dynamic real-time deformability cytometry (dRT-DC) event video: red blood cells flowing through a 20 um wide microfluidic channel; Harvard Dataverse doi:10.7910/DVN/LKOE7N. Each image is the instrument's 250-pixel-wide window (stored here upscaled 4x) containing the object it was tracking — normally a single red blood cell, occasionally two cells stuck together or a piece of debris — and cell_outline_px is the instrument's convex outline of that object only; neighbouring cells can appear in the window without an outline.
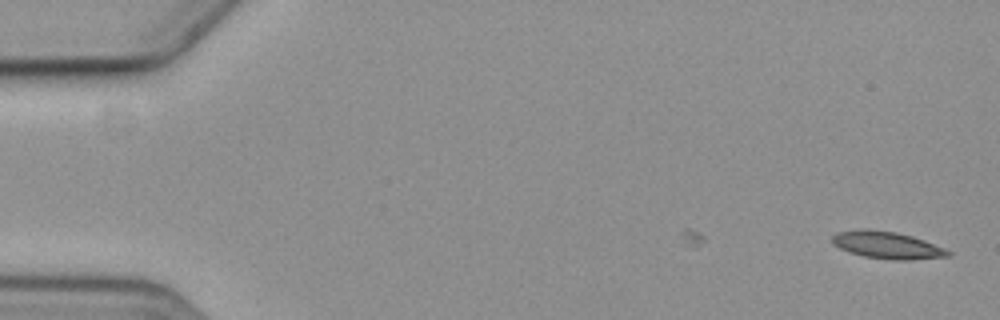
{"species": "common noctule bat (a hibernating species)", "species_latin": "Nyctalus noctula", "temperature_condition": "cold", "stored_images_in_passage": 10, "camera_frame_rate_fps": 3000, "um_per_image_px": 0.085, "animal": {"sex": "female", "body_mass_g": 19.3, "forearm_length_mm": 54.1}, "frame": {"image": 1, "passage_image": 1, "time_ms": 0.0, "image_size_px": [1000, 320], "cell_outline_px": [[952, 256], [912, 260], [892, 260], [864, 256], [848, 252], [832, 244], [832, 236], [836, 232], [856, 228], [868, 228], [896, 232], [912, 236], [924, 240], [944, 248], [952, 252]], "centroid_in_image_um": [75.38, 20.82], "position_along_channel_um": 9.6, "area_um2": 18.67}}
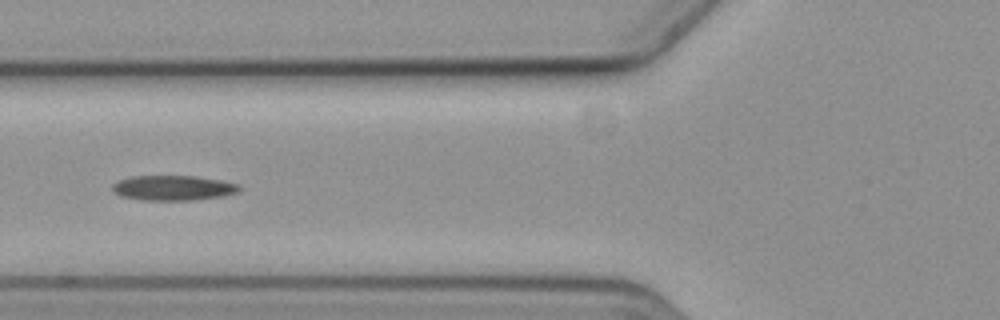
{"frame": {"image": 2, "passage_image": 7, "time_ms": 7.0, "image_size_px": [1000, 320], "cell_outline_px": [[240, 192], [224, 196], [192, 200], [140, 200], [120, 196], [112, 192], [112, 184], [116, 180], [132, 176], [196, 176], [220, 180], [240, 184]], "centroid_in_image_um": [14.7, 15.97], "position_along_channel_um": 111.1, "area_um2": 18.79}}
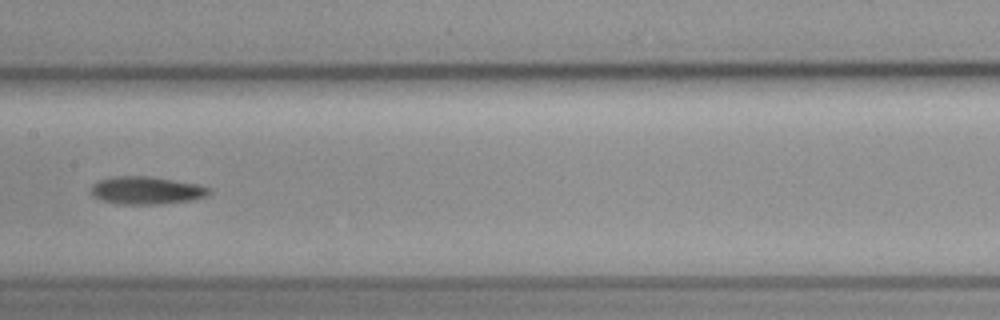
{"frame": {"image": 3, "passage_image": 9, "time_ms": 9.333, "image_size_px": [1000, 320], "cell_outline_px": [[212, 192], [204, 196], [192, 200], [164, 204], [120, 204], [100, 200], [92, 196], [92, 184], [100, 180], [116, 176], [148, 176], [196, 184], [208, 188]], "centroid_in_image_um": [12.42, 16.19], "position_along_channel_um": 195.0, "area_um2": 18.9}}